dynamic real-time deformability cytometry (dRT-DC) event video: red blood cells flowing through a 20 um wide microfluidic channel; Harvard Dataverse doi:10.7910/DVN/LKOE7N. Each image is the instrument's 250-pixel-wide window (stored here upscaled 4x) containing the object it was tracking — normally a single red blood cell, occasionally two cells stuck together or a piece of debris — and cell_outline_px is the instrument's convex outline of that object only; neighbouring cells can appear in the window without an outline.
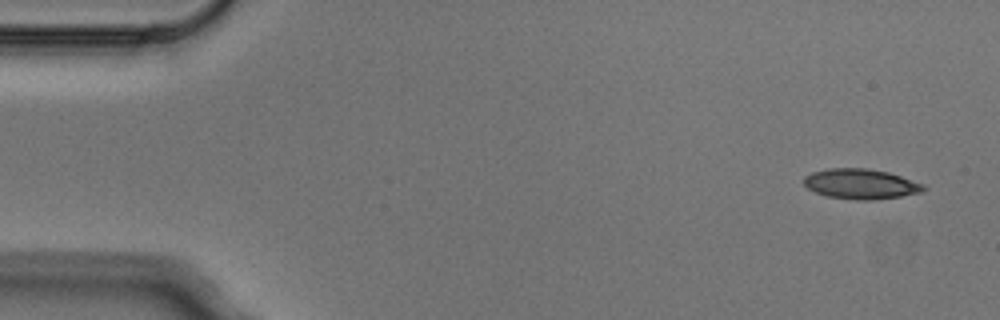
{"species": "Egyptian fruit bat (a non-hibernating species)", "species_latin": "Rousettus aegyptiacus", "temperature_condition": "cold", "stored_images_in_passage": 4, "camera_frame_rate_fps": 3000, "um_per_image_px": 0.085, "animal": {"sex": "male"}, "frame": {"image": 1, "passage_image": 1, "time_ms": 0.0, "image_size_px": [1000, 320], "cell_outline_px": [[928, 188], [920, 192], [900, 196], [872, 200], [856, 200], [828, 196], [816, 192], [808, 188], [804, 184], [804, 176], [812, 172], [828, 168], [868, 168], [888, 172], [924, 184]], "centroid_in_image_um": [73.16, 15.63], "position_along_channel_um": 11.8, "area_um2": 20.92}}
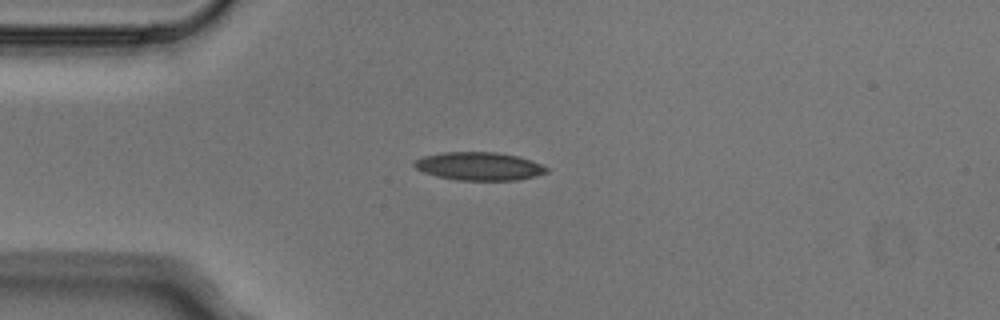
{"frame": {"image": 2, "passage_image": 3, "time_ms": 0.667, "image_size_px": [1000, 320], "cell_outline_px": [[548, 172], [516, 180], [456, 180], [436, 176], [424, 172], [416, 168], [412, 164], [416, 160], [424, 156], [444, 152], [496, 152], [516, 156], [532, 160], [548, 168]], "centroid_in_image_um": [40.7, 14.13], "position_along_channel_um": 44.3, "area_um2": 21.5}}
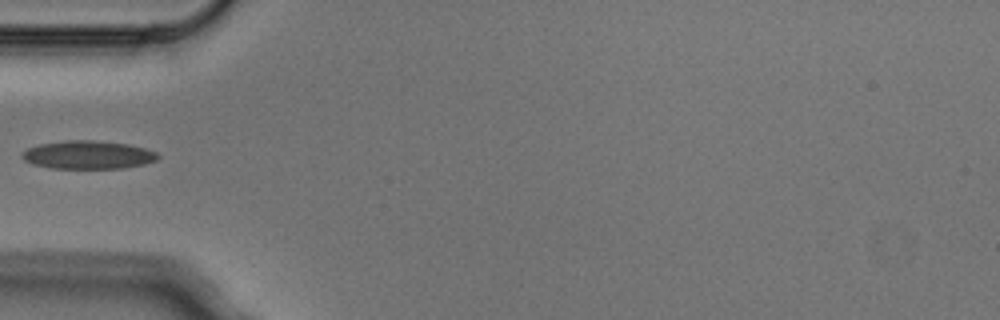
{"frame": {"image": 3, "passage_image": 4, "time_ms": 1.0, "image_size_px": [1000, 320], "cell_outline_px": [[160, 156], [156, 160], [144, 164], [124, 168], [52, 168], [32, 164], [24, 160], [20, 156], [28, 148], [40, 144], [64, 140], [92, 140], [128, 144], [144, 148], [156, 152]], "centroid_in_image_um": [7.48, 13.16], "position_along_channel_um": 77.5, "area_um2": 22.25}}